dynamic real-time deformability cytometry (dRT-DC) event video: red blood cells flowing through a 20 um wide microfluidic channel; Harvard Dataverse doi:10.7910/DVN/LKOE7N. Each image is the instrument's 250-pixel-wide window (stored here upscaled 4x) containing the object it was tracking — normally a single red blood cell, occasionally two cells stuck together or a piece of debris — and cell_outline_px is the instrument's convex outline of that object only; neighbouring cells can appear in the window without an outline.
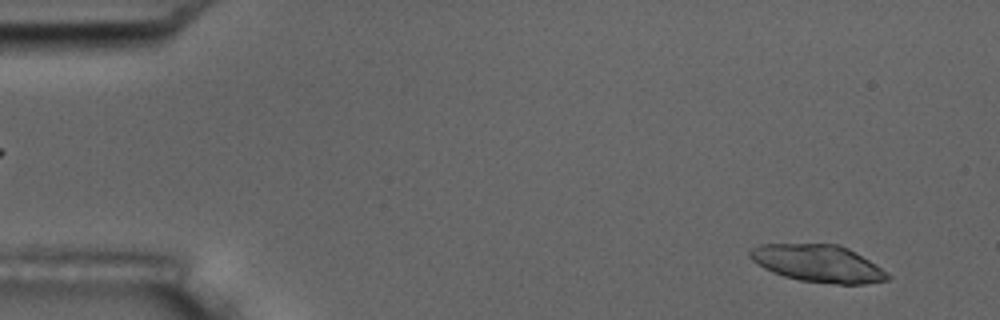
{"species": "common noctule bat (a hibernating species)", "species_latin": "Nyctalus noctula", "temperature_condition": "room temperature", "stored_images_in_passage": 5, "camera_frame_rate_fps": 3000, "um_per_image_px": 0.085, "animal": {"sex": "male", "body_mass_g": 17.5, "forearm_length_mm": 52.3}, "frame": {"image": 1, "passage_image": 1, "time_ms": 0.0, "image_size_px": [1000, 320], "cell_outline_px": [[892, 276], [888, 280], [864, 284], [836, 284], [800, 280], [784, 276], [772, 272], [764, 268], [752, 260], [748, 256], [748, 252], [752, 248], [760, 244], [840, 244], [848, 248], [876, 264]], "centroid_in_image_um": [69.54, 22.39], "position_along_channel_um": 15.5, "area_um2": 29.88}}
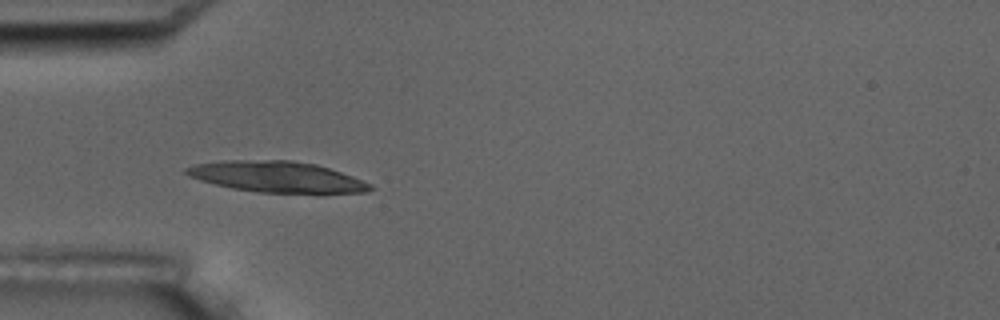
{"frame": {"image": 2, "passage_image": 4, "time_ms": 4.333, "image_size_px": [1000, 320], "cell_outline_px": [[376, 188], [368, 192], [324, 196], [256, 192], [232, 188], [200, 180], [188, 176], [184, 172], [184, 168], [196, 164], [224, 160], [292, 160], [316, 164], [352, 176], [372, 184]], "centroid_in_image_um": [23.67, 15.08], "position_along_channel_um": 61.3, "area_um2": 34.45}}